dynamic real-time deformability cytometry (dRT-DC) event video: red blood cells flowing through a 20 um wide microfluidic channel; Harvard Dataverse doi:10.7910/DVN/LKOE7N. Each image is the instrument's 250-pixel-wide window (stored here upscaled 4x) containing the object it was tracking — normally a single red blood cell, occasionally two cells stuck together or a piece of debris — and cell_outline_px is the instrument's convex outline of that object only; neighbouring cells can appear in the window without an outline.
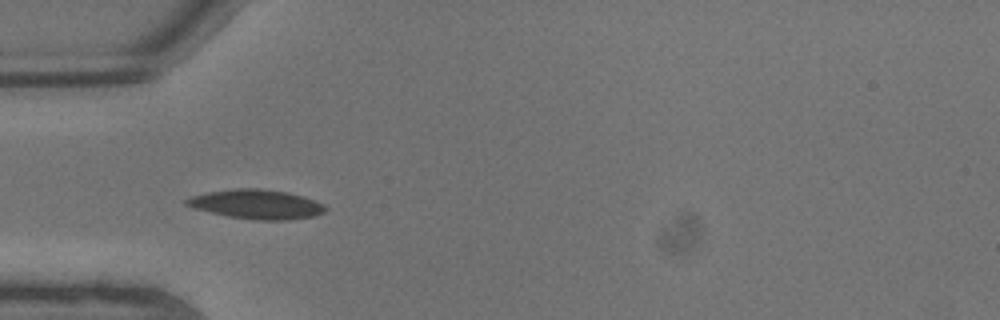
{"species": "common noctule bat (a hibernating species)", "species_latin": "Nyctalus noctula", "temperature_condition": "warm", "stored_images_in_passage": 8, "camera_frame_rate_fps": 3000, "um_per_image_px": 0.085, "animal": {"sex": "male", "body_mass_g": 13.3}, "frame": {"image": 1, "passage_image": 7, "time_ms": 2.0, "image_size_px": [1000, 320], "cell_outline_px": [[328, 208], [324, 212], [316, 216], [288, 220], [256, 220], [228, 216], [192, 208], [184, 204], [184, 200], [188, 196], [208, 192], [236, 188], [256, 188], [288, 192], [324, 204]], "centroid_in_image_um": [21.77, 17.36], "position_along_channel_um": 63.2, "area_um2": 23.81}}
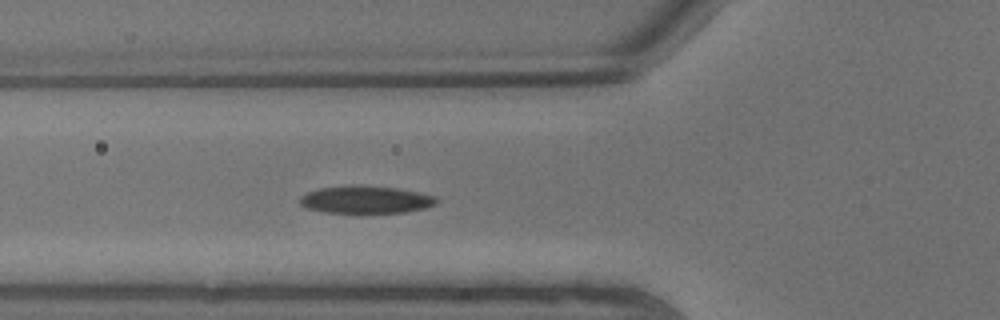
{"frame": {"image": 2, "passage_image": 8, "time_ms": 2.333, "image_size_px": [1000, 320], "cell_outline_px": [[436, 204], [424, 208], [404, 212], [360, 216], [324, 212], [304, 208], [300, 204], [300, 196], [308, 192], [320, 188], [348, 184], [352, 184], [396, 188], [416, 192], [432, 196], [436, 200]], "centroid_in_image_um": [30.99, 17.01], "position_along_channel_um": 94.8, "area_um2": 22.83}}